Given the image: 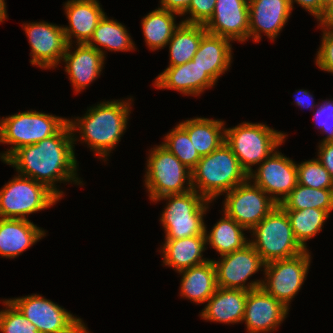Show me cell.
I'll list each match as a JSON object with an SVG mask.
<instances>
[{"mask_svg":"<svg viewBox=\"0 0 333 333\" xmlns=\"http://www.w3.org/2000/svg\"><path fill=\"white\" fill-rule=\"evenodd\" d=\"M67 122L55 135L44 140L20 147L4 162L13 165L18 175L31 178L45 185L59 199L62 191L55 188L57 181L82 183L76 177L77 160L73 151L76 140Z\"/></svg>","mask_w":333,"mask_h":333,"instance_id":"1","label":"cell"},{"mask_svg":"<svg viewBox=\"0 0 333 333\" xmlns=\"http://www.w3.org/2000/svg\"><path fill=\"white\" fill-rule=\"evenodd\" d=\"M128 102H103L91 107L88 113L76 121L68 120L72 132L80 128L81 139L90 145L96 155L107 157L126 129L130 111Z\"/></svg>","mask_w":333,"mask_h":333,"instance_id":"2","label":"cell"},{"mask_svg":"<svg viewBox=\"0 0 333 333\" xmlns=\"http://www.w3.org/2000/svg\"><path fill=\"white\" fill-rule=\"evenodd\" d=\"M247 179V172L241 167L232 149L224 142L218 149L199 160L192 170L191 184L197 193L200 191L201 196L212 201Z\"/></svg>","mask_w":333,"mask_h":333,"instance_id":"3","label":"cell"},{"mask_svg":"<svg viewBox=\"0 0 333 333\" xmlns=\"http://www.w3.org/2000/svg\"><path fill=\"white\" fill-rule=\"evenodd\" d=\"M285 136L261 123L244 122L225 129V142L247 174L252 172V165L261 164L267 159L281 145Z\"/></svg>","mask_w":333,"mask_h":333,"instance_id":"4","label":"cell"},{"mask_svg":"<svg viewBox=\"0 0 333 333\" xmlns=\"http://www.w3.org/2000/svg\"><path fill=\"white\" fill-rule=\"evenodd\" d=\"M162 199L169 200L160 219L166 233L165 240L206 234L203 215L211 201L205 199L194 189L182 194L165 195L155 201Z\"/></svg>","mask_w":333,"mask_h":333,"instance_id":"5","label":"cell"},{"mask_svg":"<svg viewBox=\"0 0 333 333\" xmlns=\"http://www.w3.org/2000/svg\"><path fill=\"white\" fill-rule=\"evenodd\" d=\"M251 230L256 239L249 243L265 263L292 258L305 251L296 241L288 215L279 204Z\"/></svg>","mask_w":333,"mask_h":333,"instance_id":"6","label":"cell"},{"mask_svg":"<svg viewBox=\"0 0 333 333\" xmlns=\"http://www.w3.org/2000/svg\"><path fill=\"white\" fill-rule=\"evenodd\" d=\"M68 119L27 111L2 118L0 120V143L13 145L1 155L5 161L15 150L26 145L38 143L55 135Z\"/></svg>","mask_w":333,"mask_h":333,"instance_id":"7","label":"cell"},{"mask_svg":"<svg viewBox=\"0 0 333 333\" xmlns=\"http://www.w3.org/2000/svg\"><path fill=\"white\" fill-rule=\"evenodd\" d=\"M145 175L150 199L169 194H182L193 189L192 171L162 144L151 150ZM188 181L187 188L184 184Z\"/></svg>","mask_w":333,"mask_h":333,"instance_id":"8","label":"cell"},{"mask_svg":"<svg viewBox=\"0 0 333 333\" xmlns=\"http://www.w3.org/2000/svg\"><path fill=\"white\" fill-rule=\"evenodd\" d=\"M58 199L45 185L18 175L0 191V218L27 219L26 215L48 208Z\"/></svg>","mask_w":333,"mask_h":333,"instance_id":"9","label":"cell"},{"mask_svg":"<svg viewBox=\"0 0 333 333\" xmlns=\"http://www.w3.org/2000/svg\"><path fill=\"white\" fill-rule=\"evenodd\" d=\"M40 333H89L82 320L39 295L10 299Z\"/></svg>","mask_w":333,"mask_h":333,"instance_id":"10","label":"cell"},{"mask_svg":"<svg viewBox=\"0 0 333 333\" xmlns=\"http://www.w3.org/2000/svg\"><path fill=\"white\" fill-rule=\"evenodd\" d=\"M309 264L310 255L307 250L292 258L265 263L267 279L262 280L261 288L288 308L289 302L306 278Z\"/></svg>","mask_w":333,"mask_h":333,"instance_id":"11","label":"cell"},{"mask_svg":"<svg viewBox=\"0 0 333 333\" xmlns=\"http://www.w3.org/2000/svg\"><path fill=\"white\" fill-rule=\"evenodd\" d=\"M245 182L227 192L224 213L244 228L259 224L278 204L257 185Z\"/></svg>","mask_w":333,"mask_h":333,"instance_id":"12","label":"cell"},{"mask_svg":"<svg viewBox=\"0 0 333 333\" xmlns=\"http://www.w3.org/2000/svg\"><path fill=\"white\" fill-rule=\"evenodd\" d=\"M214 261L217 286L228 289L254 290L261 288L262 281H254L245 286L247 278L265 266V262L249 243L243 249L221 256Z\"/></svg>","mask_w":333,"mask_h":333,"instance_id":"13","label":"cell"},{"mask_svg":"<svg viewBox=\"0 0 333 333\" xmlns=\"http://www.w3.org/2000/svg\"><path fill=\"white\" fill-rule=\"evenodd\" d=\"M253 172L248 178H253L255 185L271 194L276 204L283 202L298 184L297 164L277 151L261 163L255 174ZM279 195L281 198L277 197Z\"/></svg>","mask_w":333,"mask_h":333,"instance_id":"14","label":"cell"},{"mask_svg":"<svg viewBox=\"0 0 333 333\" xmlns=\"http://www.w3.org/2000/svg\"><path fill=\"white\" fill-rule=\"evenodd\" d=\"M24 30L31 46L32 65L48 69L58 65L68 45L63 28L47 22L29 23Z\"/></svg>","mask_w":333,"mask_h":333,"instance_id":"15","label":"cell"},{"mask_svg":"<svg viewBox=\"0 0 333 333\" xmlns=\"http://www.w3.org/2000/svg\"><path fill=\"white\" fill-rule=\"evenodd\" d=\"M249 0H216L211 18L204 24L208 33L244 42L249 38Z\"/></svg>","mask_w":333,"mask_h":333,"instance_id":"16","label":"cell"},{"mask_svg":"<svg viewBox=\"0 0 333 333\" xmlns=\"http://www.w3.org/2000/svg\"><path fill=\"white\" fill-rule=\"evenodd\" d=\"M288 309L262 288L250 290L242 321L249 333L271 332L287 317Z\"/></svg>","mask_w":333,"mask_h":333,"instance_id":"17","label":"cell"},{"mask_svg":"<svg viewBox=\"0 0 333 333\" xmlns=\"http://www.w3.org/2000/svg\"><path fill=\"white\" fill-rule=\"evenodd\" d=\"M249 38L255 42L264 32L274 40L286 24L292 11L290 0H249Z\"/></svg>","mask_w":333,"mask_h":333,"instance_id":"18","label":"cell"},{"mask_svg":"<svg viewBox=\"0 0 333 333\" xmlns=\"http://www.w3.org/2000/svg\"><path fill=\"white\" fill-rule=\"evenodd\" d=\"M65 10L70 24L69 27H62L67 43L71 45L75 36L77 44H87L105 15L100 4L97 0H69Z\"/></svg>","mask_w":333,"mask_h":333,"instance_id":"19","label":"cell"},{"mask_svg":"<svg viewBox=\"0 0 333 333\" xmlns=\"http://www.w3.org/2000/svg\"><path fill=\"white\" fill-rule=\"evenodd\" d=\"M70 44L67 45L63 62L66 63L65 71L75 89L80 92L96 79L104 67L103 54L87 44H78L77 49L70 52Z\"/></svg>","mask_w":333,"mask_h":333,"instance_id":"20","label":"cell"},{"mask_svg":"<svg viewBox=\"0 0 333 333\" xmlns=\"http://www.w3.org/2000/svg\"><path fill=\"white\" fill-rule=\"evenodd\" d=\"M215 81L193 60L183 65L167 67L155 80V86L180 91L185 95H199Z\"/></svg>","mask_w":333,"mask_h":333,"instance_id":"21","label":"cell"},{"mask_svg":"<svg viewBox=\"0 0 333 333\" xmlns=\"http://www.w3.org/2000/svg\"><path fill=\"white\" fill-rule=\"evenodd\" d=\"M44 235L45 232L28 219L0 218V256L14 258Z\"/></svg>","mask_w":333,"mask_h":333,"instance_id":"22","label":"cell"},{"mask_svg":"<svg viewBox=\"0 0 333 333\" xmlns=\"http://www.w3.org/2000/svg\"><path fill=\"white\" fill-rule=\"evenodd\" d=\"M248 291L218 287L216 292L207 300L208 304L202 310L205 320L237 323L243 320Z\"/></svg>","mask_w":333,"mask_h":333,"instance_id":"23","label":"cell"},{"mask_svg":"<svg viewBox=\"0 0 333 333\" xmlns=\"http://www.w3.org/2000/svg\"><path fill=\"white\" fill-rule=\"evenodd\" d=\"M230 40L206 32L193 61L216 82L231 63Z\"/></svg>","mask_w":333,"mask_h":333,"instance_id":"24","label":"cell"},{"mask_svg":"<svg viewBox=\"0 0 333 333\" xmlns=\"http://www.w3.org/2000/svg\"><path fill=\"white\" fill-rule=\"evenodd\" d=\"M206 243V234L177 240H165L162 248L163 263L175 268L178 272L203 264L208 261V259L202 258Z\"/></svg>","mask_w":333,"mask_h":333,"instance_id":"25","label":"cell"},{"mask_svg":"<svg viewBox=\"0 0 333 333\" xmlns=\"http://www.w3.org/2000/svg\"><path fill=\"white\" fill-rule=\"evenodd\" d=\"M181 296L196 303H204L216 292L217 278L213 260L180 271Z\"/></svg>","mask_w":333,"mask_h":333,"instance_id":"26","label":"cell"},{"mask_svg":"<svg viewBox=\"0 0 333 333\" xmlns=\"http://www.w3.org/2000/svg\"><path fill=\"white\" fill-rule=\"evenodd\" d=\"M179 125L188 133L194 148L201 157L212 153L225 142L224 122L221 120L194 118L179 123Z\"/></svg>","mask_w":333,"mask_h":333,"instance_id":"27","label":"cell"},{"mask_svg":"<svg viewBox=\"0 0 333 333\" xmlns=\"http://www.w3.org/2000/svg\"><path fill=\"white\" fill-rule=\"evenodd\" d=\"M206 32L203 24L180 22L179 27L174 31L173 36L168 42L170 45L169 66L183 65L192 60Z\"/></svg>","mask_w":333,"mask_h":333,"instance_id":"28","label":"cell"},{"mask_svg":"<svg viewBox=\"0 0 333 333\" xmlns=\"http://www.w3.org/2000/svg\"><path fill=\"white\" fill-rule=\"evenodd\" d=\"M225 217L214 225L209 235L206 232V242H209L221 256L233 251L243 249L249 242L244 237L243 230H247L242 225L235 222L224 213Z\"/></svg>","mask_w":333,"mask_h":333,"instance_id":"29","label":"cell"},{"mask_svg":"<svg viewBox=\"0 0 333 333\" xmlns=\"http://www.w3.org/2000/svg\"><path fill=\"white\" fill-rule=\"evenodd\" d=\"M174 14L177 13L159 7L143 18V34L150 49L157 50L168 44L174 31L179 27L174 22Z\"/></svg>","mask_w":333,"mask_h":333,"instance_id":"30","label":"cell"},{"mask_svg":"<svg viewBox=\"0 0 333 333\" xmlns=\"http://www.w3.org/2000/svg\"><path fill=\"white\" fill-rule=\"evenodd\" d=\"M95 43L111 51H130L135 49L126 28L121 23L108 19L106 15L100 20L87 43L88 46L100 51L105 57L103 50L96 46Z\"/></svg>","mask_w":333,"mask_h":333,"instance_id":"31","label":"cell"},{"mask_svg":"<svg viewBox=\"0 0 333 333\" xmlns=\"http://www.w3.org/2000/svg\"><path fill=\"white\" fill-rule=\"evenodd\" d=\"M284 210L320 209L328 214L333 209V190L313 189L297 184L283 202L279 204Z\"/></svg>","mask_w":333,"mask_h":333,"instance_id":"32","label":"cell"},{"mask_svg":"<svg viewBox=\"0 0 333 333\" xmlns=\"http://www.w3.org/2000/svg\"><path fill=\"white\" fill-rule=\"evenodd\" d=\"M296 241L307 250L305 241L318 233L329 214L320 209L285 210Z\"/></svg>","mask_w":333,"mask_h":333,"instance_id":"33","label":"cell"},{"mask_svg":"<svg viewBox=\"0 0 333 333\" xmlns=\"http://www.w3.org/2000/svg\"><path fill=\"white\" fill-rule=\"evenodd\" d=\"M162 145L191 171L202 158L194 148L188 133L179 124L165 136Z\"/></svg>","mask_w":333,"mask_h":333,"instance_id":"34","label":"cell"},{"mask_svg":"<svg viewBox=\"0 0 333 333\" xmlns=\"http://www.w3.org/2000/svg\"><path fill=\"white\" fill-rule=\"evenodd\" d=\"M298 184L313 189L333 190V178L317 160H309L297 165Z\"/></svg>","mask_w":333,"mask_h":333,"instance_id":"35","label":"cell"},{"mask_svg":"<svg viewBox=\"0 0 333 333\" xmlns=\"http://www.w3.org/2000/svg\"><path fill=\"white\" fill-rule=\"evenodd\" d=\"M3 303H5L6 309L0 311V331L2 333H40L37 327L10 300Z\"/></svg>","mask_w":333,"mask_h":333,"instance_id":"36","label":"cell"},{"mask_svg":"<svg viewBox=\"0 0 333 333\" xmlns=\"http://www.w3.org/2000/svg\"><path fill=\"white\" fill-rule=\"evenodd\" d=\"M216 0H191L188 9L183 13H190L191 17L184 21L187 24H205L213 15Z\"/></svg>","mask_w":333,"mask_h":333,"instance_id":"37","label":"cell"},{"mask_svg":"<svg viewBox=\"0 0 333 333\" xmlns=\"http://www.w3.org/2000/svg\"><path fill=\"white\" fill-rule=\"evenodd\" d=\"M323 29L324 34L317 53L316 64L320 69L333 73V27H324Z\"/></svg>","mask_w":333,"mask_h":333,"instance_id":"38","label":"cell"},{"mask_svg":"<svg viewBox=\"0 0 333 333\" xmlns=\"http://www.w3.org/2000/svg\"><path fill=\"white\" fill-rule=\"evenodd\" d=\"M314 119L319 127L328 134L321 143L333 142V101L321 104L315 112Z\"/></svg>","mask_w":333,"mask_h":333,"instance_id":"39","label":"cell"},{"mask_svg":"<svg viewBox=\"0 0 333 333\" xmlns=\"http://www.w3.org/2000/svg\"><path fill=\"white\" fill-rule=\"evenodd\" d=\"M317 160L324 166L333 178V142H324L319 146Z\"/></svg>","mask_w":333,"mask_h":333,"instance_id":"40","label":"cell"},{"mask_svg":"<svg viewBox=\"0 0 333 333\" xmlns=\"http://www.w3.org/2000/svg\"><path fill=\"white\" fill-rule=\"evenodd\" d=\"M191 0H161L162 9L172 11L178 15H183V13L188 9Z\"/></svg>","mask_w":333,"mask_h":333,"instance_id":"41","label":"cell"},{"mask_svg":"<svg viewBox=\"0 0 333 333\" xmlns=\"http://www.w3.org/2000/svg\"><path fill=\"white\" fill-rule=\"evenodd\" d=\"M293 2H297L301 5L305 10H308L312 15H314L317 19L324 12V7L319 3V0H290L291 8L293 9Z\"/></svg>","mask_w":333,"mask_h":333,"instance_id":"42","label":"cell"},{"mask_svg":"<svg viewBox=\"0 0 333 333\" xmlns=\"http://www.w3.org/2000/svg\"><path fill=\"white\" fill-rule=\"evenodd\" d=\"M318 20L321 27H333V0L325 7L323 14Z\"/></svg>","mask_w":333,"mask_h":333,"instance_id":"43","label":"cell"},{"mask_svg":"<svg viewBox=\"0 0 333 333\" xmlns=\"http://www.w3.org/2000/svg\"><path fill=\"white\" fill-rule=\"evenodd\" d=\"M309 93L310 92L307 90H303V91L299 90V92H297V96L295 97L296 104L298 106H302L303 108L305 107V105L307 108L315 107L314 103L313 104L310 103V100H313V97ZM306 97L308 98L307 101H305Z\"/></svg>","mask_w":333,"mask_h":333,"instance_id":"44","label":"cell"},{"mask_svg":"<svg viewBox=\"0 0 333 333\" xmlns=\"http://www.w3.org/2000/svg\"><path fill=\"white\" fill-rule=\"evenodd\" d=\"M4 0H0V22L4 21L7 16H6V6H5Z\"/></svg>","mask_w":333,"mask_h":333,"instance_id":"45","label":"cell"},{"mask_svg":"<svg viewBox=\"0 0 333 333\" xmlns=\"http://www.w3.org/2000/svg\"><path fill=\"white\" fill-rule=\"evenodd\" d=\"M331 0H319V3L325 8Z\"/></svg>","mask_w":333,"mask_h":333,"instance_id":"46","label":"cell"}]
</instances>
